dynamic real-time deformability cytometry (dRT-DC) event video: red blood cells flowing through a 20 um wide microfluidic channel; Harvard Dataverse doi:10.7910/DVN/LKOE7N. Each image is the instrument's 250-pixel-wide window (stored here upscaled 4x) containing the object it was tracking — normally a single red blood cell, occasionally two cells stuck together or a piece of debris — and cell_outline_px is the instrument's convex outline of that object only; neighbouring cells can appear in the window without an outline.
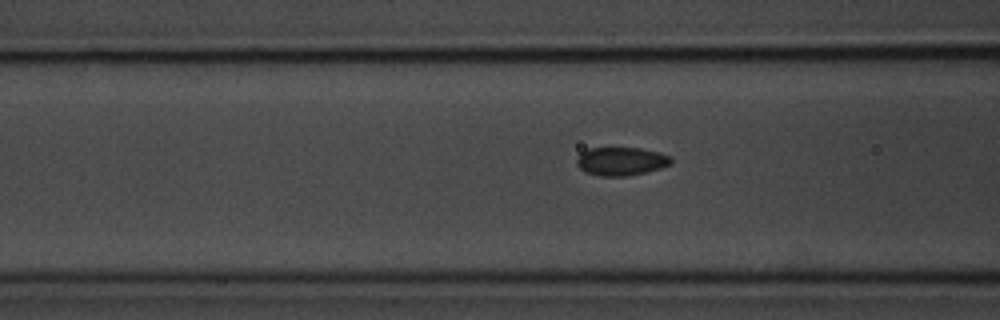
{"species": "common noctule bat (a hibernating species)", "species_latin": "Nyctalus noctula", "temperature_condition": "room temperature", "stored_images_in_passage": 10, "camera_frame_rate_fps": 3000, "um_per_image_px": 0.085, "animal": {"sex": "male", "body_mass_g": 20.1, "forearm_length_mm": 53.5}, "frame": {"image": 1, "passage_image": 7, "time_ms": 2.0, "image_size_px": [1000, 320], "cell_outline_px": [[672, 164], [660, 168], [644, 172], [624, 176], [600, 176], [584, 172], [576, 164], [576, 160], [580, 152], [588, 148], [640, 148], [660, 152], [672, 156]], "centroid_in_image_um": [52.78, 13.7], "position_along_channel_um": 113.8, "area_um2": 15.72}}